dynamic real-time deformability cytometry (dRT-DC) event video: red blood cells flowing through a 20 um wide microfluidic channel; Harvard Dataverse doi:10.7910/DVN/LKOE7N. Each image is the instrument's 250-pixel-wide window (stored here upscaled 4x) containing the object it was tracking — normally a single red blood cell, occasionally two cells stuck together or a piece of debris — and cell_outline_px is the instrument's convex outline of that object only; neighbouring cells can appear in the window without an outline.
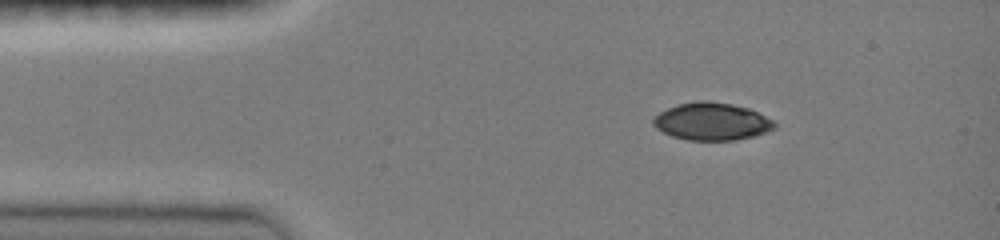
{"species": "common noctule bat (a hibernating species)", "species_latin": "Nyctalus noctula", "temperature_condition": "room temperature", "stored_images_in_passage": 30, "camera_frame_rate_fps": 3000, "um_per_image_px": 0.085, "animal": {"sex": "female", "body_mass_g": 19.0, "forearm_length_mm": 51.5}, "frame": {"image": 1, "passage_image": 1, "time_ms": 0.0, "image_size_px": [1000, 240], "cell_outline_px": [[776, 128], [752, 136], [736, 140], [688, 140], [672, 136], [656, 128], [652, 124], [652, 120], [660, 112], [668, 108], [680, 104], [696, 100], [704, 100], [732, 104], [748, 108], [772, 120], [776, 124]], "centroid_in_image_um": [60.48, 10.32], "position_along_channel_um": 24.5, "area_um2": 26.24}}